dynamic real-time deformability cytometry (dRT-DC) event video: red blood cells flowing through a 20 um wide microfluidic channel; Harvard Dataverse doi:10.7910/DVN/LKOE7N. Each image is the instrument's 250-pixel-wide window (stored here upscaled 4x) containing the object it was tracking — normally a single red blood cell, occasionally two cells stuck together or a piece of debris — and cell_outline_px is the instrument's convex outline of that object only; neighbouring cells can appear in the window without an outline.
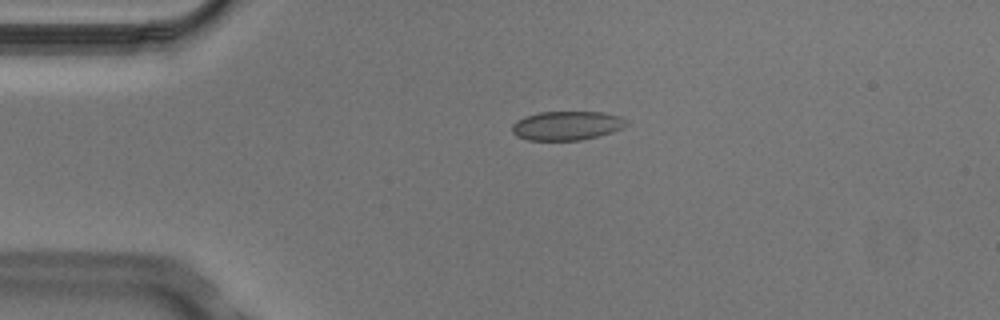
{"species": "Egyptian fruit bat (a non-hibernating species)", "species_latin": "Rousettus aegyptiacus", "temperature_condition": "cold", "stored_images_in_passage": 2, "camera_frame_rate_fps": 3000, "um_per_image_px": 0.085, "animal": {"sex": "male"}, "frame": {"image": 1, "passage_image": 1, "time_ms": 0.0, "image_size_px": [1000, 320], "cell_outline_px": [[628, 124], [624, 128], [612, 132], [580, 140], [528, 140], [516, 136], [512, 132], [512, 124], [516, 120], [524, 116], [540, 112], [604, 112], [620, 116]], "centroid_in_image_um": [48.15, 10.67], "position_along_channel_um": 36.8, "area_um2": 19.36}}